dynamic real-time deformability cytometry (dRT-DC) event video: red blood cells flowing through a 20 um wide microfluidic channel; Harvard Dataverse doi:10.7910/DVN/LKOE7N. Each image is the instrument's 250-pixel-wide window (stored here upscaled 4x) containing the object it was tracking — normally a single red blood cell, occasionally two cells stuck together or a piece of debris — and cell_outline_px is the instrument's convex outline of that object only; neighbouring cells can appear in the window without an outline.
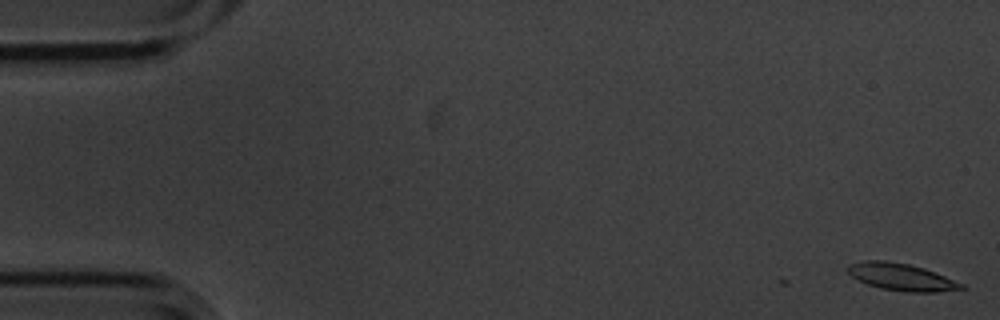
{"species": "common noctule bat (a hibernating species)", "species_latin": "Nyctalus noctula", "temperature_condition": "cold", "stored_images_in_passage": 5, "camera_frame_rate_fps": 3000, "um_per_image_px": 0.085, "animal": {"sex": "male", "body_mass_g": 20.1, "forearm_length_mm": 53.5}, "frame": {"image": 1, "passage_image": 1, "time_ms": 0.0, "image_size_px": [1000, 320], "cell_outline_px": [[964, 288], [936, 292], [908, 292], [880, 288], [868, 284], [852, 276], [848, 272], [848, 264], [864, 260], [884, 260], [908, 264], [924, 268], [964, 284]], "centroid_in_image_um": [76.6, 23.53], "position_along_channel_um": 8.4, "area_um2": 17.69}}
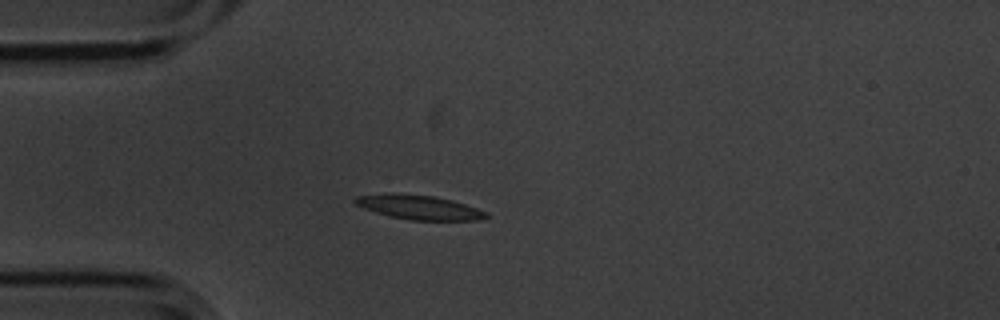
{"frame": {"image": 2, "passage_image": 5, "time_ms": 1.333, "image_size_px": [1000, 320], "cell_outline_px": [[488, 216], [476, 220], [408, 220], [388, 216], [364, 208], [356, 204], [352, 200], [356, 196], [384, 192], [396, 192], [436, 196], [452, 200], [488, 212]], "centroid_in_image_um": [35.55, 17.59], "position_along_channel_um": 49.5, "area_um2": 18.84}}